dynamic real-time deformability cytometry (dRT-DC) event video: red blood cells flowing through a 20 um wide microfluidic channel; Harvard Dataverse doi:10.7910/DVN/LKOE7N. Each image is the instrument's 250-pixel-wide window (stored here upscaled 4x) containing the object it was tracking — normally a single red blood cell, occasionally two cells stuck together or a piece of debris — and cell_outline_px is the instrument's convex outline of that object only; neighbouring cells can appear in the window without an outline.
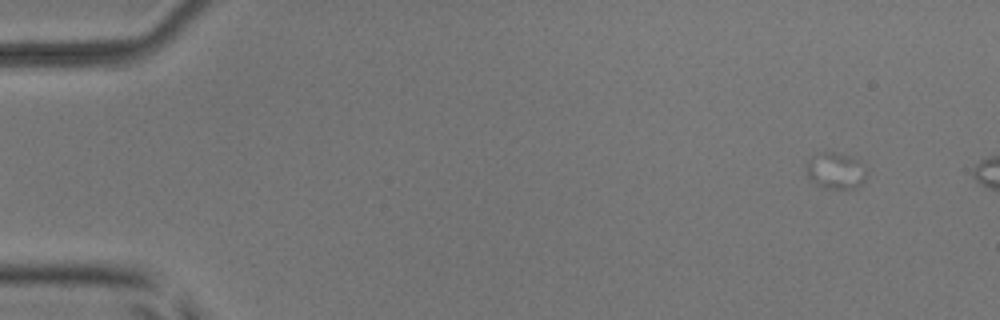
{"species": "common noctule bat (a hibernating species)", "species_latin": "Nyctalus noctula", "temperature_condition": "room temperature", "stored_images_in_passage": 4, "camera_frame_rate_fps": 3000, "um_per_image_px": 0.085, "animal": {"sex": "male", "body_mass_g": 17.9, "forearm_length_mm": 54.2}, "frame": {"image": 1, "passage_image": 1, "time_ms": 0.0, "image_size_px": [1000, 320], "cell_outline_px": [[864, 180], [856, 188], [824, 188], [816, 184], [808, 176], [808, 160], [812, 156], [820, 152], [832, 152], [848, 156], [856, 160], [864, 168]], "centroid_in_image_um": [70.99, 14.52], "position_along_channel_um": 14.0, "area_um2": 12.2}}